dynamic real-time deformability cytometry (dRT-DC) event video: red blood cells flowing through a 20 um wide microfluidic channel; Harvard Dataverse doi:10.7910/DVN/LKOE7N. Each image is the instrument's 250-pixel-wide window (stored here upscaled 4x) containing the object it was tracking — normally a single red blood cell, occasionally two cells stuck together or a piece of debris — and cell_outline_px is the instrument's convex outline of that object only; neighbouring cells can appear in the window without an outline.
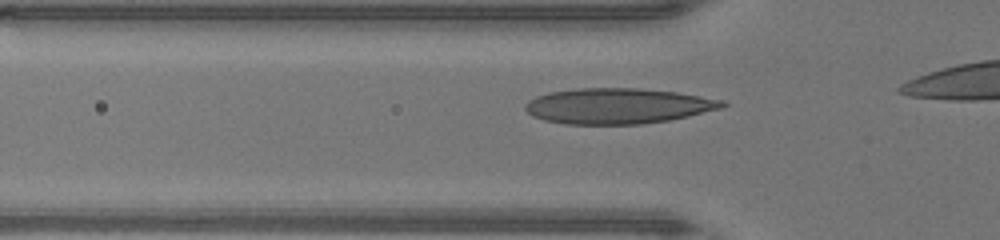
{"species": "human", "species_latin": "Homo sapiens", "temperature_condition": "warm", "stored_images_in_passage": 8, "camera_frame_rate_fps": 3000, "um_per_image_px": 0.085, "donor": {"sex": "male"}, "frame": {"image": 1, "passage_image": 3, "time_ms": 0.667, "image_size_px": [1000, 240], "cell_outline_px": [[728, 104], [720, 108], [688, 116], [668, 120], [640, 124], [564, 124], [544, 120], [532, 116], [524, 108], [524, 104], [528, 100], [536, 96], [548, 92], [576, 88], [636, 88], [676, 92], [724, 100]], "centroid_in_image_um": [52.46, 9.0], "position_along_channel_um": 73.3, "area_um2": 40.81}}
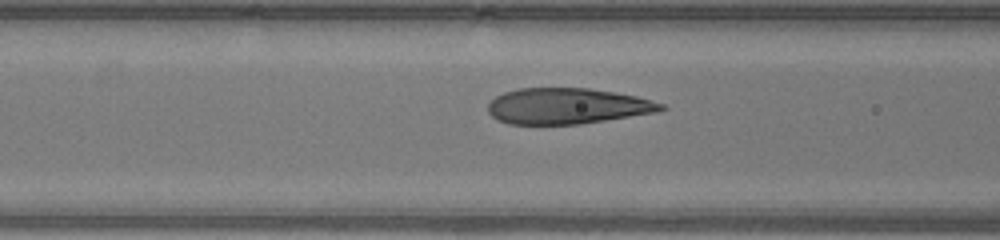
{"frame": {"image": 2, "passage_image": 6, "time_ms": 1.667, "image_size_px": [1000, 240], "cell_outline_px": [[668, 108], [656, 112], [580, 124], [508, 124], [496, 120], [488, 112], [488, 104], [496, 96], [504, 92], [516, 88], [588, 88], [636, 96], [664, 104]], "centroid_in_image_um": [48.18, 9.01], "position_along_channel_um": 118.4, "area_um2": 36.13}}